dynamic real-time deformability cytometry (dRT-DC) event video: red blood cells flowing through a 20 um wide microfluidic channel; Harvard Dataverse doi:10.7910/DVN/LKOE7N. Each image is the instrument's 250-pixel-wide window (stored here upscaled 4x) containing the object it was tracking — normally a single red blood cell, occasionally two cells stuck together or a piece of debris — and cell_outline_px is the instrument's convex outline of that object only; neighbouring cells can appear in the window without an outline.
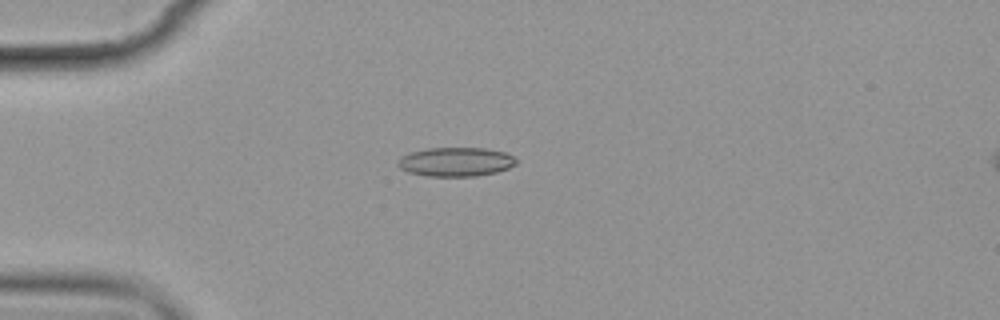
{"species": "common noctule bat (a hibernating species)", "species_latin": "Nyctalus noctula", "temperature_condition": "cold", "stored_images_in_passage": 11, "camera_frame_rate_fps": 3000, "um_per_image_px": 0.085, "animal": {"sex": "female", "body_mass_g": 19.9}, "frame": {"image": 1, "passage_image": 4, "time_ms": 4.0, "image_size_px": [1000, 320], "cell_outline_px": [[520, 160], [516, 164], [508, 168], [496, 172], [476, 176], [428, 176], [408, 172], [400, 168], [396, 164], [400, 156], [412, 152], [428, 148], [484, 148], [504, 152]], "centroid_in_image_um": [38.74, 13.76], "position_along_channel_um": 46.3, "area_um2": 20.06}}
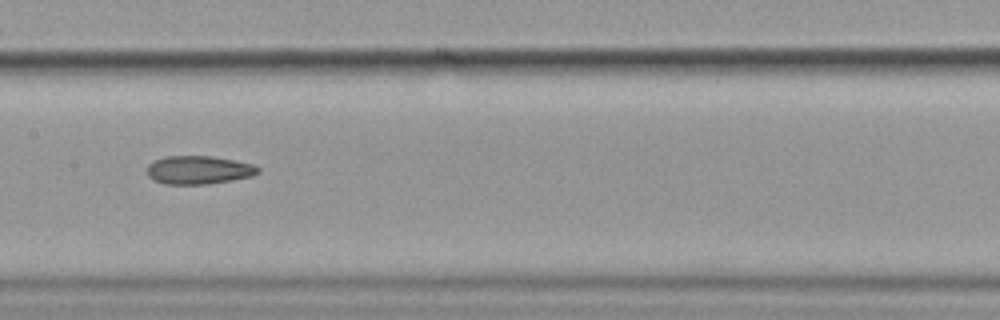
{"frame": {"image": 2, "passage_image": 8, "time_ms": 8.667, "image_size_px": [1000, 320], "cell_outline_px": [[260, 172], [252, 176], [232, 180], [208, 184], [164, 184], [152, 180], [148, 176], [148, 164], [152, 160], [168, 156], [212, 156], [252, 164], [260, 168]], "centroid_in_image_um": [16.86, 14.45], "position_along_channel_um": 190.5, "area_um2": 18.38}}
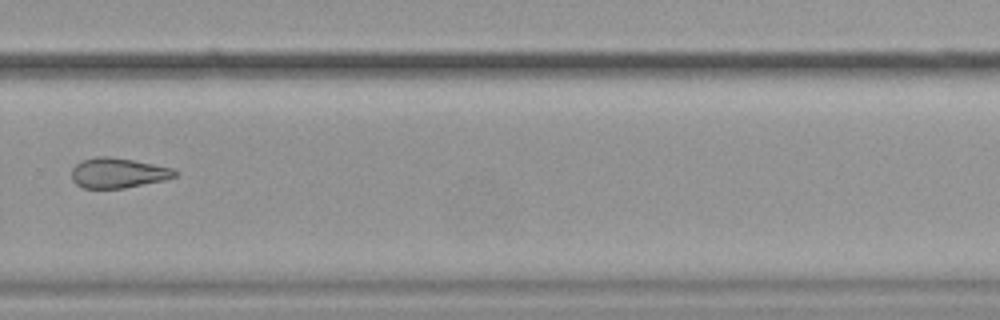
{"frame": {"image": 3, "passage_image": 11, "time_ms": 12.333, "image_size_px": [1000, 320], "cell_outline_px": [[180, 172], [176, 176], [164, 180], [124, 188], [84, 188], [76, 184], [72, 180], [72, 168], [80, 160], [96, 156], [108, 156], [132, 160], [172, 168]], "centroid_in_image_um": [10.01, 14.69], "position_along_channel_um": 319.8, "area_um2": 18.09}}